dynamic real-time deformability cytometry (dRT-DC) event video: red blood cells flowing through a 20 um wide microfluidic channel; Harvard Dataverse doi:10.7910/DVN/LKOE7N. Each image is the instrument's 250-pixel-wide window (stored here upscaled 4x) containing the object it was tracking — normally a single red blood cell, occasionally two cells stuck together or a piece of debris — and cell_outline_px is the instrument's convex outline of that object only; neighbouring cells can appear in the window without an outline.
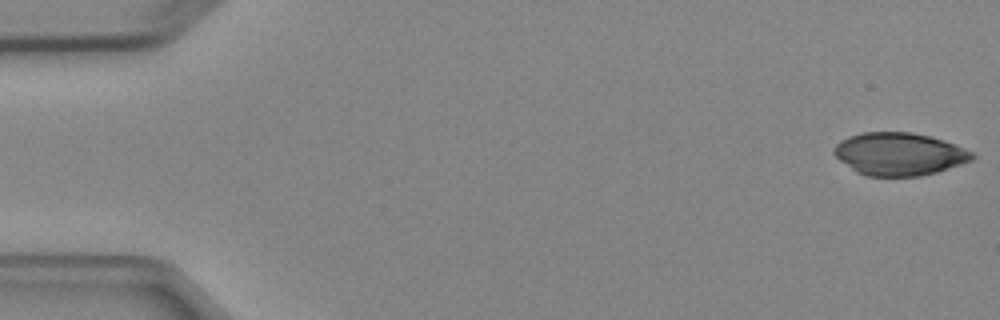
{"species": "Egyptian fruit bat (a non-hibernating species)", "species_latin": "Rousettus aegyptiacus", "temperature_condition": "cold", "stored_images_in_passage": 4, "camera_frame_rate_fps": 3000, "um_per_image_px": 0.085, "animal": {"sex": "female"}, "frame": {"image": 1, "passage_image": 1, "time_ms": 0.0, "image_size_px": [1000, 320], "cell_outline_px": [[976, 156], [972, 160], [936, 172], [920, 176], [864, 176], [856, 172], [840, 160], [832, 152], [832, 148], [840, 140], [848, 136], [860, 132], [912, 132], [928, 136], [976, 152]], "centroid_in_image_um": [76.39, 13.09], "position_along_channel_um": 8.6, "area_um2": 34.39}}